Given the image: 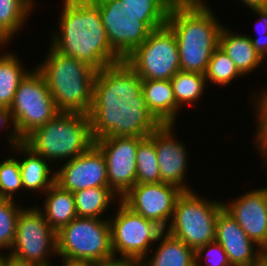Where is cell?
<instances>
[{"label":"cell","instance_id":"obj_6","mask_svg":"<svg viewBox=\"0 0 267 266\" xmlns=\"http://www.w3.org/2000/svg\"><path fill=\"white\" fill-rule=\"evenodd\" d=\"M57 255L70 266L113 258L109 217H76L63 226L57 232Z\"/></svg>","mask_w":267,"mask_h":266},{"label":"cell","instance_id":"obj_8","mask_svg":"<svg viewBox=\"0 0 267 266\" xmlns=\"http://www.w3.org/2000/svg\"><path fill=\"white\" fill-rule=\"evenodd\" d=\"M10 112L22 141L60 113L44 77L36 68L31 69L19 83Z\"/></svg>","mask_w":267,"mask_h":266},{"label":"cell","instance_id":"obj_37","mask_svg":"<svg viewBox=\"0 0 267 266\" xmlns=\"http://www.w3.org/2000/svg\"><path fill=\"white\" fill-rule=\"evenodd\" d=\"M82 266H138V265L135 262L124 258L113 257L108 260L92 262L84 264Z\"/></svg>","mask_w":267,"mask_h":266},{"label":"cell","instance_id":"obj_36","mask_svg":"<svg viewBox=\"0 0 267 266\" xmlns=\"http://www.w3.org/2000/svg\"><path fill=\"white\" fill-rule=\"evenodd\" d=\"M10 124H12L11 126L13 127V130L11 131L13 133L12 132L9 133L10 135L8 136L7 140L9 141V146L11 145L10 148H12L15 145L22 143L23 141L21 140V138L19 137L18 133L14 128V121L12 119L10 108L0 107V127L9 128Z\"/></svg>","mask_w":267,"mask_h":266},{"label":"cell","instance_id":"obj_17","mask_svg":"<svg viewBox=\"0 0 267 266\" xmlns=\"http://www.w3.org/2000/svg\"><path fill=\"white\" fill-rule=\"evenodd\" d=\"M174 124H165L155 130V149L161 181L175 185L182 191H191L186 185L188 150L174 134Z\"/></svg>","mask_w":267,"mask_h":266},{"label":"cell","instance_id":"obj_18","mask_svg":"<svg viewBox=\"0 0 267 266\" xmlns=\"http://www.w3.org/2000/svg\"><path fill=\"white\" fill-rule=\"evenodd\" d=\"M215 241L226 252L231 266H253L264 252L224 208L216 220Z\"/></svg>","mask_w":267,"mask_h":266},{"label":"cell","instance_id":"obj_19","mask_svg":"<svg viewBox=\"0 0 267 266\" xmlns=\"http://www.w3.org/2000/svg\"><path fill=\"white\" fill-rule=\"evenodd\" d=\"M12 149L24 155L23 160L18 158L23 190L44 194L55 183L56 171L50 168V163L46 159L34 153L23 142Z\"/></svg>","mask_w":267,"mask_h":266},{"label":"cell","instance_id":"obj_35","mask_svg":"<svg viewBox=\"0 0 267 266\" xmlns=\"http://www.w3.org/2000/svg\"><path fill=\"white\" fill-rule=\"evenodd\" d=\"M251 10L259 16L260 23L258 22V24H261L260 29L262 31L259 29L258 33L261 32L257 39L252 37L250 39L255 51L265 60L267 57V7H254ZM254 29L257 31L256 28Z\"/></svg>","mask_w":267,"mask_h":266},{"label":"cell","instance_id":"obj_39","mask_svg":"<svg viewBox=\"0 0 267 266\" xmlns=\"http://www.w3.org/2000/svg\"><path fill=\"white\" fill-rule=\"evenodd\" d=\"M248 8L267 7V0H241Z\"/></svg>","mask_w":267,"mask_h":266},{"label":"cell","instance_id":"obj_32","mask_svg":"<svg viewBox=\"0 0 267 266\" xmlns=\"http://www.w3.org/2000/svg\"><path fill=\"white\" fill-rule=\"evenodd\" d=\"M19 190H23L20 165L17 158L11 157L0 162V198L15 200Z\"/></svg>","mask_w":267,"mask_h":266},{"label":"cell","instance_id":"obj_9","mask_svg":"<svg viewBox=\"0 0 267 266\" xmlns=\"http://www.w3.org/2000/svg\"><path fill=\"white\" fill-rule=\"evenodd\" d=\"M117 203V213L109 219L114 257H121L138 265L148 257L149 251L154 250L150 248L164 230L155 222L132 211L121 200Z\"/></svg>","mask_w":267,"mask_h":266},{"label":"cell","instance_id":"obj_14","mask_svg":"<svg viewBox=\"0 0 267 266\" xmlns=\"http://www.w3.org/2000/svg\"><path fill=\"white\" fill-rule=\"evenodd\" d=\"M182 192L177 186L164 182L135 184L120 200L165 230L171 221L176 199Z\"/></svg>","mask_w":267,"mask_h":266},{"label":"cell","instance_id":"obj_24","mask_svg":"<svg viewBox=\"0 0 267 266\" xmlns=\"http://www.w3.org/2000/svg\"><path fill=\"white\" fill-rule=\"evenodd\" d=\"M34 4L33 0H0V48L23 28Z\"/></svg>","mask_w":267,"mask_h":266},{"label":"cell","instance_id":"obj_16","mask_svg":"<svg viewBox=\"0 0 267 266\" xmlns=\"http://www.w3.org/2000/svg\"><path fill=\"white\" fill-rule=\"evenodd\" d=\"M223 208L258 247L267 251V187L245 192L226 204L223 202Z\"/></svg>","mask_w":267,"mask_h":266},{"label":"cell","instance_id":"obj_41","mask_svg":"<svg viewBox=\"0 0 267 266\" xmlns=\"http://www.w3.org/2000/svg\"><path fill=\"white\" fill-rule=\"evenodd\" d=\"M0 266H3V254L0 252Z\"/></svg>","mask_w":267,"mask_h":266},{"label":"cell","instance_id":"obj_29","mask_svg":"<svg viewBox=\"0 0 267 266\" xmlns=\"http://www.w3.org/2000/svg\"><path fill=\"white\" fill-rule=\"evenodd\" d=\"M176 0H121L123 6L134 14L142 16L152 30L166 25L171 5Z\"/></svg>","mask_w":267,"mask_h":266},{"label":"cell","instance_id":"obj_3","mask_svg":"<svg viewBox=\"0 0 267 266\" xmlns=\"http://www.w3.org/2000/svg\"><path fill=\"white\" fill-rule=\"evenodd\" d=\"M205 0H176L166 25L174 32L180 70L205 75L223 27Z\"/></svg>","mask_w":267,"mask_h":266},{"label":"cell","instance_id":"obj_25","mask_svg":"<svg viewBox=\"0 0 267 266\" xmlns=\"http://www.w3.org/2000/svg\"><path fill=\"white\" fill-rule=\"evenodd\" d=\"M77 217L102 219L107 208L120 200L109 187H92L73 193ZM118 198V200H117ZM111 202H113L111 204ZM101 217V218H100Z\"/></svg>","mask_w":267,"mask_h":266},{"label":"cell","instance_id":"obj_38","mask_svg":"<svg viewBox=\"0 0 267 266\" xmlns=\"http://www.w3.org/2000/svg\"><path fill=\"white\" fill-rule=\"evenodd\" d=\"M4 252L5 251L2 252L3 253V266H36L24 260L18 259L9 253L7 255V253L5 252L4 254Z\"/></svg>","mask_w":267,"mask_h":266},{"label":"cell","instance_id":"obj_13","mask_svg":"<svg viewBox=\"0 0 267 266\" xmlns=\"http://www.w3.org/2000/svg\"><path fill=\"white\" fill-rule=\"evenodd\" d=\"M143 138L113 136L94 141L106 160L109 188L120 198L136 184V151Z\"/></svg>","mask_w":267,"mask_h":266},{"label":"cell","instance_id":"obj_2","mask_svg":"<svg viewBox=\"0 0 267 266\" xmlns=\"http://www.w3.org/2000/svg\"><path fill=\"white\" fill-rule=\"evenodd\" d=\"M62 8L59 31L52 33L50 42L56 51L85 62L96 71L124 60L111 47L93 0H63Z\"/></svg>","mask_w":267,"mask_h":266},{"label":"cell","instance_id":"obj_5","mask_svg":"<svg viewBox=\"0 0 267 266\" xmlns=\"http://www.w3.org/2000/svg\"><path fill=\"white\" fill-rule=\"evenodd\" d=\"M23 143L48 162L69 161L94 144L89 115L60 112L30 133Z\"/></svg>","mask_w":267,"mask_h":266},{"label":"cell","instance_id":"obj_1","mask_svg":"<svg viewBox=\"0 0 267 266\" xmlns=\"http://www.w3.org/2000/svg\"><path fill=\"white\" fill-rule=\"evenodd\" d=\"M93 140L103 137H148L162 124L150 113L142 79L123 60L97 71L89 112Z\"/></svg>","mask_w":267,"mask_h":266},{"label":"cell","instance_id":"obj_7","mask_svg":"<svg viewBox=\"0 0 267 266\" xmlns=\"http://www.w3.org/2000/svg\"><path fill=\"white\" fill-rule=\"evenodd\" d=\"M194 192L183 191L177 197L171 221L165 231L196 251L215 241L216 220L223 202L209 201Z\"/></svg>","mask_w":267,"mask_h":266},{"label":"cell","instance_id":"obj_22","mask_svg":"<svg viewBox=\"0 0 267 266\" xmlns=\"http://www.w3.org/2000/svg\"><path fill=\"white\" fill-rule=\"evenodd\" d=\"M159 246L148 259H143L138 266H195V251L167 233L165 230L159 235Z\"/></svg>","mask_w":267,"mask_h":266},{"label":"cell","instance_id":"obj_27","mask_svg":"<svg viewBox=\"0 0 267 266\" xmlns=\"http://www.w3.org/2000/svg\"><path fill=\"white\" fill-rule=\"evenodd\" d=\"M170 82L177 103V113L184 104L191 106L198 102L207 85L205 75L181 70L170 79Z\"/></svg>","mask_w":267,"mask_h":266},{"label":"cell","instance_id":"obj_26","mask_svg":"<svg viewBox=\"0 0 267 266\" xmlns=\"http://www.w3.org/2000/svg\"><path fill=\"white\" fill-rule=\"evenodd\" d=\"M20 62L13 53L0 54V107H11L19 83L29 71Z\"/></svg>","mask_w":267,"mask_h":266},{"label":"cell","instance_id":"obj_11","mask_svg":"<svg viewBox=\"0 0 267 266\" xmlns=\"http://www.w3.org/2000/svg\"><path fill=\"white\" fill-rule=\"evenodd\" d=\"M35 207L20 212L15 240L8 253L36 266H51L48 256L57 255V232Z\"/></svg>","mask_w":267,"mask_h":266},{"label":"cell","instance_id":"obj_40","mask_svg":"<svg viewBox=\"0 0 267 266\" xmlns=\"http://www.w3.org/2000/svg\"><path fill=\"white\" fill-rule=\"evenodd\" d=\"M253 266H267V251L263 252Z\"/></svg>","mask_w":267,"mask_h":266},{"label":"cell","instance_id":"obj_23","mask_svg":"<svg viewBox=\"0 0 267 266\" xmlns=\"http://www.w3.org/2000/svg\"><path fill=\"white\" fill-rule=\"evenodd\" d=\"M44 194L46 198L42 208H38L48 224L58 232L63 226L77 217L74 195L54 183ZM44 210V211H43Z\"/></svg>","mask_w":267,"mask_h":266},{"label":"cell","instance_id":"obj_30","mask_svg":"<svg viewBox=\"0 0 267 266\" xmlns=\"http://www.w3.org/2000/svg\"><path fill=\"white\" fill-rule=\"evenodd\" d=\"M243 76L237 69L234 62L218 46L211 55L208 67L205 73L206 81L214 85H230L233 79Z\"/></svg>","mask_w":267,"mask_h":266},{"label":"cell","instance_id":"obj_42","mask_svg":"<svg viewBox=\"0 0 267 266\" xmlns=\"http://www.w3.org/2000/svg\"><path fill=\"white\" fill-rule=\"evenodd\" d=\"M264 163L267 165V159L264 158Z\"/></svg>","mask_w":267,"mask_h":266},{"label":"cell","instance_id":"obj_15","mask_svg":"<svg viewBox=\"0 0 267 266\" xmlns=\"http://www.w3.org/2000/svg\"><path fill=\"white\" fill-rule=\"evenodd\" d=\"M55 183L72 193L92 187H109L104 154L93 144L86 152L63 162L56 171Z\"/></svg>","mask_w":267,"mask_h":266},{"label":"cell","instance_id":"obj_10","mask_svg":"<svg viewBox=\"0 0 267 266\" xmlns=\"http://www.w3.org/2000/svg\"><path fill=\"white\" fill-rule=\"evenodd\" d=\"M124 61L142 80H170L180 71L174 32L167 25L153 30Z\"/></svg>","mask_w":267,"mask_h":266},{"label":"cell","instance_id":"obj_33","mask_svg":"<svg viewBox=\"0 0 267 266\" xmlns=\"http://www.w3.org/2000/svg\"><path fill=\"white\" fill-rule=\"evenodd\" d=\"M267 88L261 90L260 94L253 96L254 109L256 113V136L255 144L256 149L260 151L262 159H267ZM255 97V98H254ZM259 97V98H258ZM255 99V100H254ZM257 99V100H256ZM258 122V123H257Z\"/></svg>","mask_w":267,"mask_h":266},{"label":"cell","instance_id":"obj_20","mask_svg":"<svg viewBox=\"0 0 267 266\" xmlns=\"http://www.w3.org/2000/svg\"><path fill=\"white\" fill-rule=\"evenodd\" d=\"M142 93L150 113L162 124H176L177 103L170 80H142Z\"/></svg>","mask_w":267,"mask_h":266},{"label":"cell","instance_id":"obj_12","mask_svg":"<svg viewBox=\"0 0 267 266\" xmlns=\"http://www.w3.org/2000/svg\"><path fill=\"white\" fill-rule=\"evenodd\" d=\"M101 15L111 47L125 59L153 31L142 16L123 6L121 0H93Z\"/></svg>","mask_w":267,"mask_h":266},{"label":"cell","instance_id":"obj_34","mask_svg":"<svg viewBox=\"0 0 267 266\" xmlns=\"http://www.w3.org/2000/svg\"><path fill=\"white\" fill-rule=\"evenodd\" d=\"M203 259L206 266H231L226 252L217 241L209 242L195 251V266H201Z\"/></svg>","mask_w":267,"mask_h":266},{"label":"cell","instance_id":"obj_31","mask_svg":"<svg viewBox=\"0 0 267 266\" xmlns=\"http://www.w3.org/2000/svg\"><path fill=\"white\" fill-rule=\"evenodd\" d=\"M16 200L0 198V250H10L13 246L16 225L20 212L24 209Z\"/></svg>","mask_w":267,"mask_h":266},{"label":"cell","instance_id":"obj_28","mask_svg":"<svg viewBox=\"0 0 267 266\" xmlns=\"http://www.w3.org/2000/svg\"><path fill=\"white\" fill-rule=\"evenodd\" d=\"M136 155V184L162 182L155 149V131L139 142Z\"/></svg>","mask_w":267,"mask_h":266},{"label":"cell","instance_id":"obj_21","mask_svg":"<svg viewBox=\"0 0 267 266\" xmlns=\"http://www.w3.org/2000/svg\"><path fill=\"white\" fill-rule=\"evenodd\" d=\"M225 27L223 25L220 31L219 46L234 62L242 75L252 73L264 63V60L255 51L249 36L233 33Z\"/></svg>","mask_w":267,"mask_h":266},{"label":"cell","instance_id":"obj_4","mask_svg":"<svg viewBox=\"0 0 267 266\" xmlns=\"http://www.w3.org/2000/svg\"><path fill=\"white\" fill-rule=\"evenodd\" d=\"M48 55L36 69L42 74L60 112L89 114L97 71L87 63L49 46Z\"/></svg>","mask_w":267,"mask_h":266}]
</instances>
